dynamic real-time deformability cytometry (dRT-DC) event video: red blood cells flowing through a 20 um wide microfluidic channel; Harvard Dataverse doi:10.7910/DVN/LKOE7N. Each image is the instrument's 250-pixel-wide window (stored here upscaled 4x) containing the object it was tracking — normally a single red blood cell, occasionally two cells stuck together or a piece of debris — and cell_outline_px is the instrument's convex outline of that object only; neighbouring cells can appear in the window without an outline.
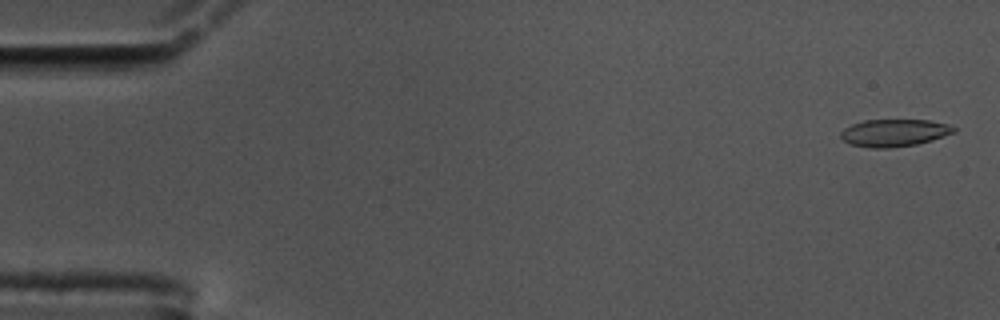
{"species": "common noctule bat (a hibernating species)", "species_latin": "Nyctalus noctula", "temperature_condition": "cold", "stored_images_in_passage": 59, "camera_frame_rate_fps": 3000, "um_per_image_px": 0.085, "animal": {"sex": "male", "body_mass_g": 17.5, "forearm_length_mm": 52.3}, "frame": {"image": 1, "passage_image": 2, "time_ms": 0.333, "image_size_px": [1000, 320], "cell_outline_px": [[956, 132], [932, 140], [916, 144], [888, 148], [872, 148], [852, 144], [844, 140], [840, 136], [840, 132], [844, 128], [852, 124], [864, 120], [928, 120], [948, 124], [956, 128]], "centroid_in_image_um": [76.02, 11.28], "position_along_channel_um": 9.0, "area_um2": 17.92}}
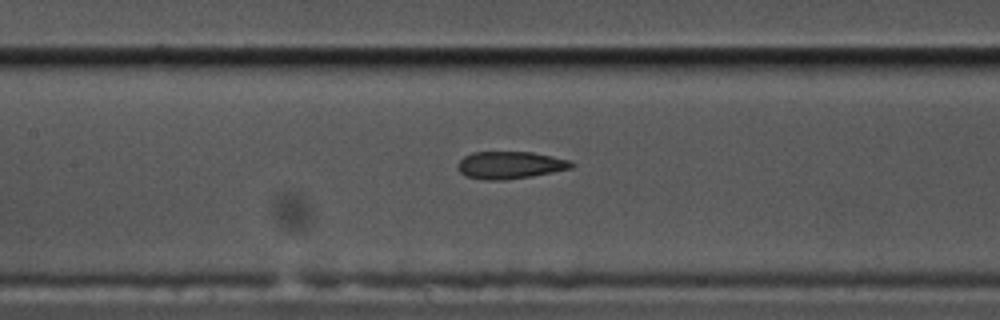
{"frame": {"image": 2, "passage_image": 27, "time_ms": 8.667, "image_size_px": [1000, 320], "cell_outline_px": [[576, 164], [572, 168], [532, 176], [504, 180], [484, 180], [464, 176], [456, 168], [456, 164], [464, 156], [472, 152], [532, 152], [572, 160]], "centroid_in_image_um": [43.34, 14.03], "position_along_channel_um": 164.1, "area_um2": 18.38}}
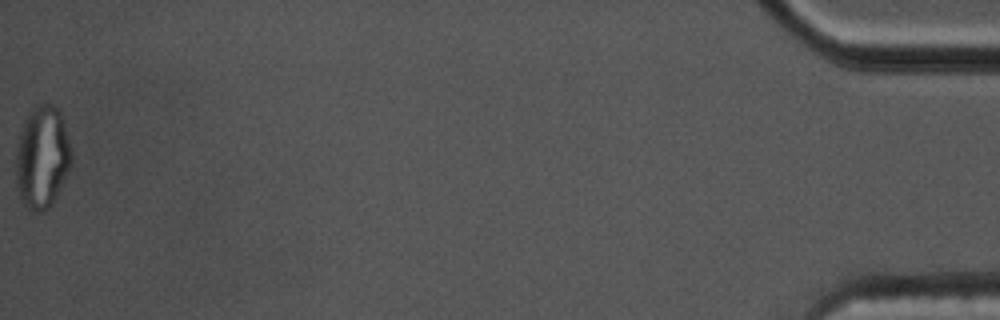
{"frame": {"image": 3, "passage_image": 59, "time_ms": 19.333, "image_size_px": [1000, 320], "cell_outline_px": [[72, 164], [52, 204], [44, 212], [32, 212], [20, 200], [16, 184], [16, 148], [20, 132], [28, 112], [36, 104], [52, 104], [60, 112], [64, 124], [72, 152]], "centroid_in_image_um": [3.57, 13.38], "position_along_channel_um": 431.6, "area_um2": 33.41}, "authors_computed_cell_mechanics": {"area_um2": 18.8428, "velocity_mm_per_s": 3.4451, "shape_relaxation_time_tau1_ms": null, "shape_relaxation_time_tau2_ms": 2.1967, "deformation_change_tau1": null, "deformation_change_tau2": 0.0902}}